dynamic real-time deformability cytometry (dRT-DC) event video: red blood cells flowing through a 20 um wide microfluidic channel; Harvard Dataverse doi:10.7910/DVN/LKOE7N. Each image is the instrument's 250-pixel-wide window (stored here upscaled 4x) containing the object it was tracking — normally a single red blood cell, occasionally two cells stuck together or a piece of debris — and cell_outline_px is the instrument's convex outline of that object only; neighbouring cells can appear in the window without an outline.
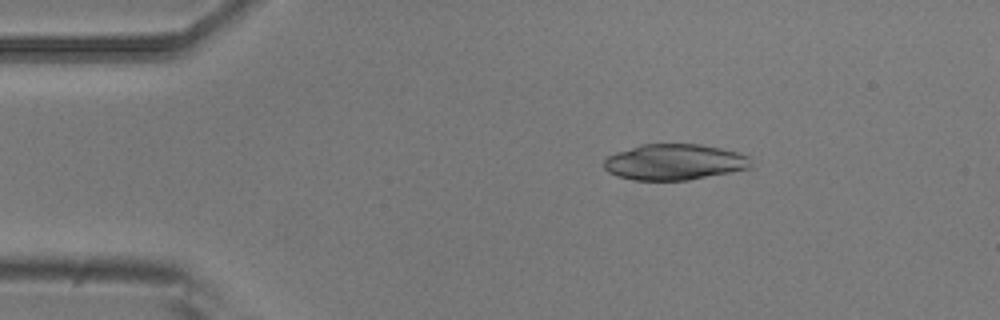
{"species": "common noctule bat (a hibernating species)", "species_latin": "Nyctalus noctula", "temperature_condition": "room temperature", "stored_images_in_passage": 7, "camera_frame_rate_fps": 3000, "um_per_image_px": 0.085, "animal": {"sex": "male", "body_mass_g": 20.5, "forearm_length_mm": 52.5}, "frame": {"image": 1, "passage_image": 3, "time_ms": 0.667, "image_size_px": [1000, 320], "cell_outline_px": [[752, 168], [732, 172], [688, 180], [632, 180], [616, 176], [608, 172], [604, 168], [604, 160], [608, 156], [616, 152], [640, 144], [700, 144], [720, 148], [736, 152], [748, 156], [752, 164]], "centroid_in_image_um": [57.31, 13.78], "position_along_channel_um": 27.7, "area_um2": 30.92}}